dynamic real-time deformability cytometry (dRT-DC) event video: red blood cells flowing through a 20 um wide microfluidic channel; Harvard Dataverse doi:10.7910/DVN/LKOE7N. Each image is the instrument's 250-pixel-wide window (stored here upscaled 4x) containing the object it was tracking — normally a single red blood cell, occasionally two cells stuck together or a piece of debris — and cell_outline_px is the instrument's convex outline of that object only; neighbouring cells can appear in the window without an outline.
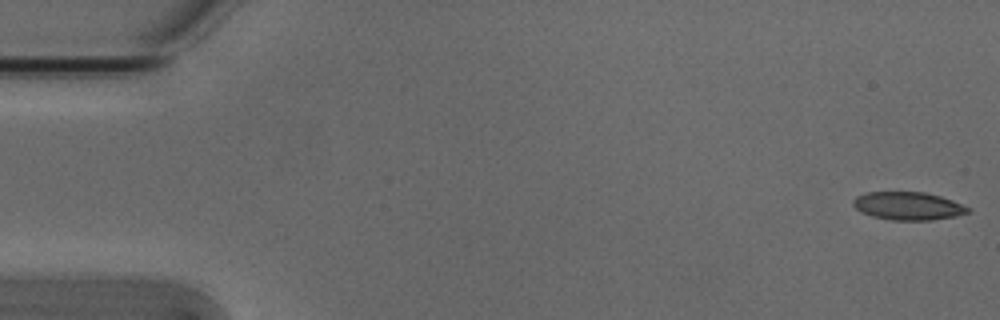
{"species": "Egyptian fruit bat (a non-hibernating species)", "species_latin": "Rousettus aegyptiacus", "temperature_condition": "cold", "stored_images_in_passage": 5, "camera_frame_rate_fps": 3000, "um_per_image_px": 0.085, "animal": {"sex": "male"}, "frame": {"image": 1, "passage_image": 1, "time_ms": 0.0, "image_size_px": [1000, 320], "cell_outline_px": [[972, 208], [968, 212], [956, 216], [932, 220], [892, 220], [872, 216], [860, 212], [852, 204], [852, 200], [856, 196], [868, 192], [924, 192], [940, 196], [952, 200]], "centroid_in_image_um": [77.18, 17.5], "position_along_channel_um": 7.8, "area_um2": 18.79}}
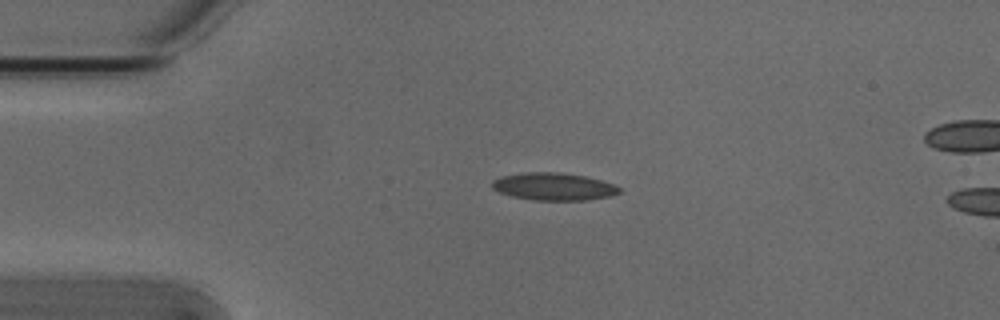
{"frame": {"image": 2, "passage_image": 4, "time_ms": 1.0, "image_size_px": [1000, 320], "cell_outline_px": [[620, 192], [608, 196], [584, 200], [532, 200], [512, 196], [500, 192], [492, 188], [492, 180], [500, 176], [524, 172], [560, 172], [584, 176], [600, 180], [612, 184], [620, 188]], "centroid_in_image_um": [47.0, 15.85], "position_along_channel_um": 38.0, "area_um2": 20.23}}